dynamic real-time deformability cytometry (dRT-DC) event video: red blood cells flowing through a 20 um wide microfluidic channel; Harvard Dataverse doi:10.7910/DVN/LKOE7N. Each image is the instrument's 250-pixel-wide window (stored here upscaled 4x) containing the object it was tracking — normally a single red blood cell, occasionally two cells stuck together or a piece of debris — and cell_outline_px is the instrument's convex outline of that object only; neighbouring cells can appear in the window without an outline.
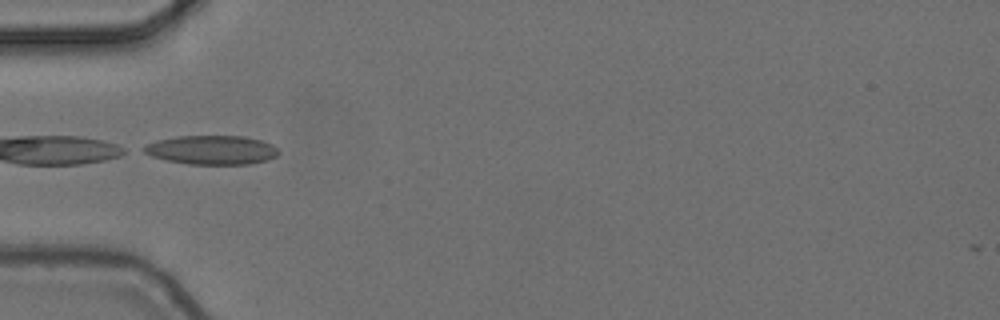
{"species": "common noctule bat (a hibernating species)", "species_latin": "Nyctalus noctula", "temperature_condition": "cold", "stored_images_in_passage": 8, "camera_frame_rate_fps": 3000, "um_per_image_px": 0.085, "animal": {"sex": "female", "body_mass_g": 24.6, "forearm_length_mm": 56.2}, "frame": {"image": 1, "passage_image": 5, "time_ms": 1.333, "image_size_px": [1000, 320], "cell_outline_px": [[280, 152], [276, 156], [268, 160], [248, 164], [188, 164], [168, 160], [152, 156], [136, 148], [144, 144], [156, 140], [176, 136], [244, 136], [260, 140], [272, 144]], "centroid_in_image_um": [17.94, 12.74], "position_along_channel_um": 67.1, "area_um2": 23.0}}
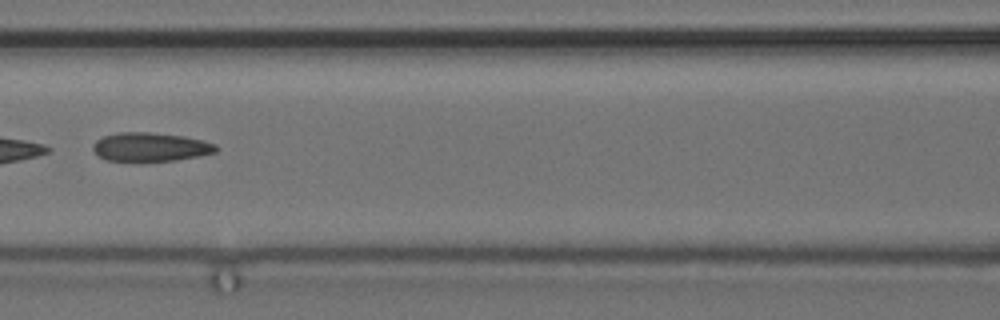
{"frame": {"image": 2, "passage_image": 7, "time_ms": 2.0, "image_size_px": [1000, 320], "cell_outline_px": [[220, 148], [216, 152], [176, 160], [104, 160], [92, 148], [92, 144], [96, 140], [104, 136], [120, 132], [148, 132], [184, 136], [216, 144]], "centroid_in_image_um": [12.79, 12.48], "position_along_channel_um": 153.8, "area_um2": 20.29}}
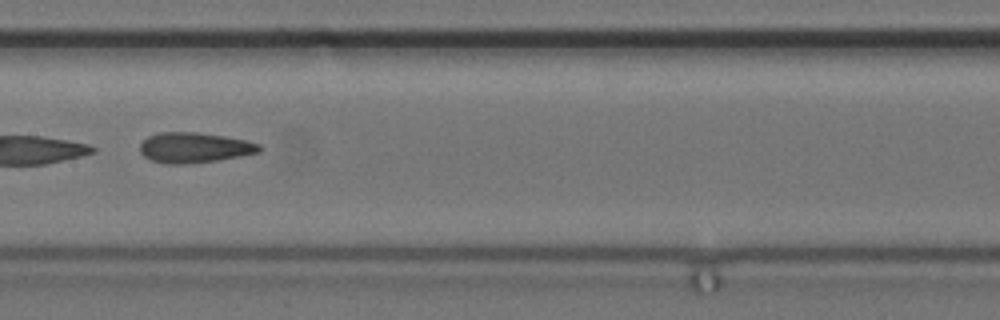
{"frame": {"image": 3, "passage_image": 8, "time_ms": 2.333, "image_size_px": [1000, 320], "cell_outline_px": [[264, 148], [260, 152], [240, 156], [192, 164], [164, 164], [148, 160], [140, 152], [140, 144], [148, 136], [160, 132], [196, 132], [224, 136], [244, 140], [260, 144]], "centroid_in_image_um": [16.5, 12.56], "position_along_channel_um": 190.9, "area_um2": 21.27}}